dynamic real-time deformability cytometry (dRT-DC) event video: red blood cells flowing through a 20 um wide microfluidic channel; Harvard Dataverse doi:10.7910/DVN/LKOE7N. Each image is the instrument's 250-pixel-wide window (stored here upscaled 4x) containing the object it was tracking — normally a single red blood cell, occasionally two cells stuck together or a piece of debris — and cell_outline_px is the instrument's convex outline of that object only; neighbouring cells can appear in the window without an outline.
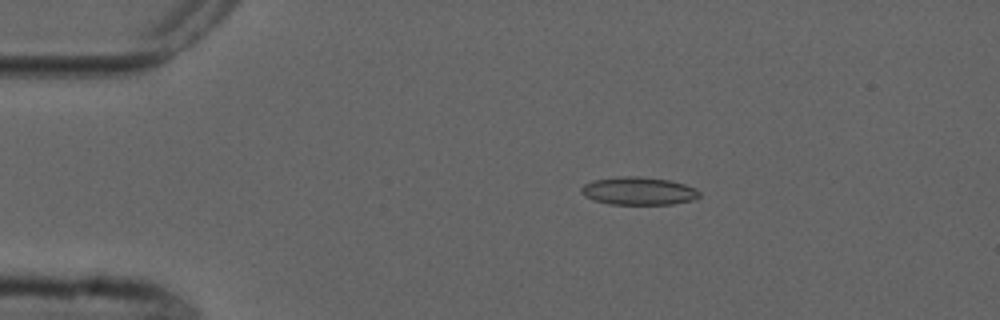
{"species": "common noctule bat (a hibernating species)", "species_latin": "Nyctalus noctula", "temperature_condition": "cold", "stored_images_in_passage": 5, "camera_frame_rate_fps": 3000, "um_per_image_px": 0.085, "animal": {"sex": "male", "forearm_length_mm": 52.5}, "frame": {"image": 1, "passage_image": 3, "time_ms": 2.333, "image_size_px": [1000, 320], "cell_outline_px": [[700, 196], [696, 200], [672, 204], [608, 204], [584, 196], [580, 192], [580, 188], [584, 184], [592, 180], [620, 176], [640, 176], [668, 180], [684, 184], [696, 188], [700, 192]], "centroid_in_image_um": [54.28, 16.23], "position_along_channel_um": 30.7, "area_um2": 19.36}}
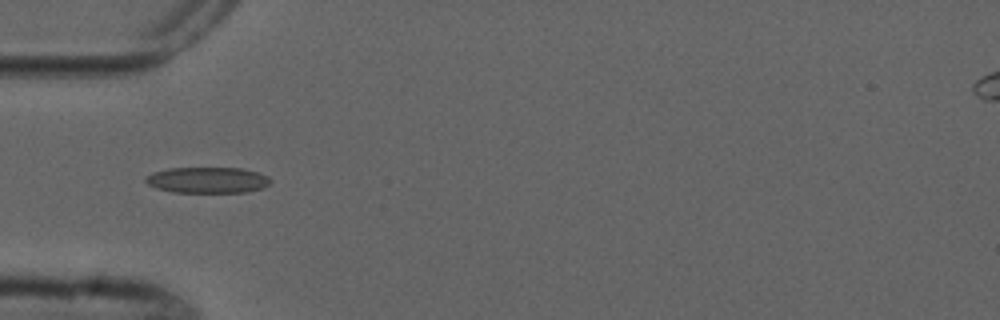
{"frame": {"image": 2, "passage_image": 5, "time_ms": 4.667, "image_size_px": [1000, 320], "cell_outline_px": [[272, 180], [264, 188], [244, 192], [172, 192], [156, 188], [148, 184], [144, 180], [144, 176], [152, 172], [168, 168], [240, 168], [256, 172], [268, 176]], "centroid_in_image_um": [17.6, 15.3], "position_along_channel_um": 67.4, "area_um2": 18.96}}